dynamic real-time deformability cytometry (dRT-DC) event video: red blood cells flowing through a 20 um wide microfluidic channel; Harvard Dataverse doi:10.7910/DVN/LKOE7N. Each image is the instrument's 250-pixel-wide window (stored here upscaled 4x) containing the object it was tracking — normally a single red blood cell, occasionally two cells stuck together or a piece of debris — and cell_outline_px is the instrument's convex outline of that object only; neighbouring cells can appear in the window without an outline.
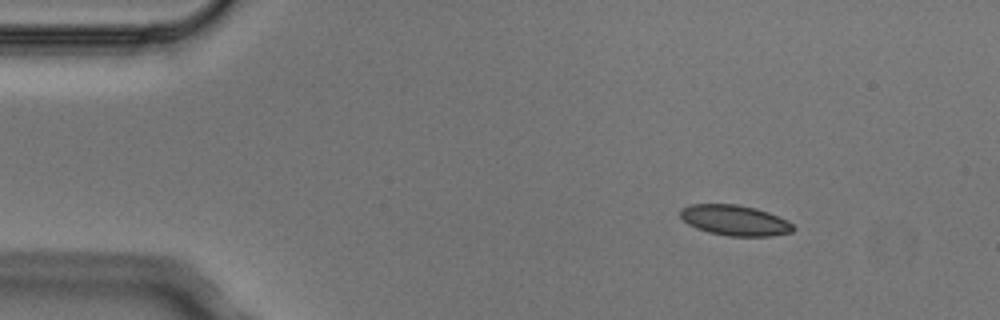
{"species": "Egyptian fruit bat (a non-hibernating species)", "species_latin": "Rousettus aegyptiacus", "temperature_condition": "cold", "stored_images_in_passage": 3, "camera_frame_rate_fps": 3000, "um_per_image_px": 0.085, "animal": {"sex": "male"}, "frame": {"image": 1, "passage_image": 1, "time_ms": 0.0, "image_size_px": [1000, 320], "cell_outline_px": [[796, 228], [792, 232], [772, 236], [728, 236], [708, 232], [696, 228], [688, 224], [680, 216], [680, 208], [692, 204], [736, 204], [756, 208], [768, 212], [788, 220]], "centroid_in_image_um": [62.47, 18.73], "position_along_channel_um": 22.5, "area_um2": 20.17}}